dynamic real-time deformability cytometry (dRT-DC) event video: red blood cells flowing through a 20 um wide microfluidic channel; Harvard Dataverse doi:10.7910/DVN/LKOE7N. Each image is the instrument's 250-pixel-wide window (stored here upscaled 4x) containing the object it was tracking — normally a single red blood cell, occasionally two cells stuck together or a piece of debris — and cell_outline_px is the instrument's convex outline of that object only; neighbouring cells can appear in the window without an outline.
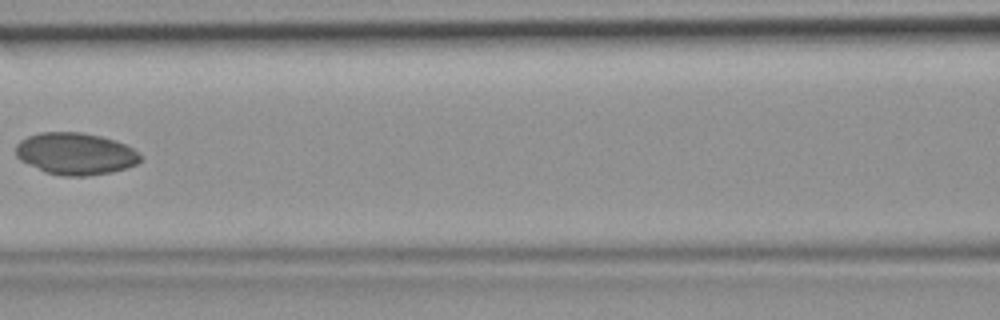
{"species": "common noctule bat (a hibernating species)", "species_latin": "Nyctalus noctula", "temperature_condition": "room temperature", "stored_images_in_passage": 6, "camera_frame_rate_fps": 3000, "um_per_image_px": 0.085, "animal": {"sex": "female", "body_mass_g": 19.9}, "frame": {"image": 1, "passage_image": 6, "time_ms": 1.667, "image_size_px": [1000, 320], "cell_outline_px": [[140, 160], [136, 164], [112, 172], [88, 176], [64, 176], [44, 172], [20, 160], [16, 156], [16, 144], [20, 140], [28, 136], [40, 132], [80, 132], [100, 136], [116, 140], [132, 148], [140, 156]], "centroid_in_image_um": [6.38, 13.06], "position_along_channel_um": 160.2, "area_um2": 30.4}}